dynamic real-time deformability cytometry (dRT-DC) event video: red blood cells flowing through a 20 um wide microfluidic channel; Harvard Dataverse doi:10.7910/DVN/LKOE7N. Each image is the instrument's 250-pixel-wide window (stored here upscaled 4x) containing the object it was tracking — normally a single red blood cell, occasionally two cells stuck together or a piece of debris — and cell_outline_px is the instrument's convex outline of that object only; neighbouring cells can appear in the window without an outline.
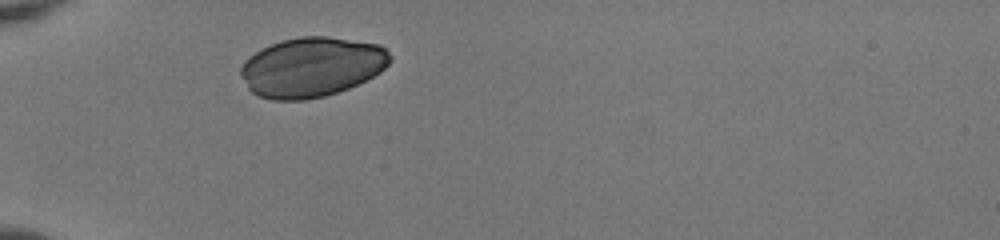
{"species": "human", "species_latin": "Homo sapiens", "temperature_condition": "room temperature", "stored_images_in_passage": 29, "camera_frame_rate_fps": 3000, "um_per_image_px": 0.085, "donor": {"sex": "female"}, "frame": {"image": 1, "passage_image": 1, "time_ms": 0.0, "image_size_px": [1000, 240], "cell_outline_px": [[392, 60], [380, 72], [348, 88], [324, 96], [304, 100], [272, 100], [260, 96], [252, 92], [248, 88], [240, 76], [240, 68], [244, 60], [248, 56], [260, 48], [280, 40], [300, 36], [328, 36], [380, 44], [392, 56]], "centroid_in_image_um": [26.46, 5.68], "position_along_channel_um": 58.5, "area_um2": 52.19}}
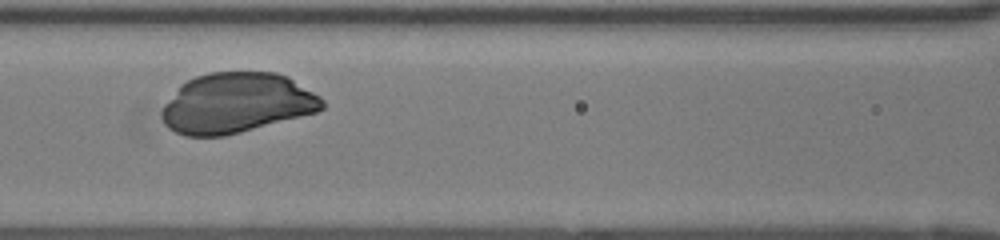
{"frame": {"image": 2, "passage_image": 9, "time_ms": 2.667, "image_size_px": [1000, 240], "cell_outline_px": [[324, 108], [316, 112], [240, 132], [224, 136], [184, 136], [168, 128], [164, 124], [160, 116], [160, 112], [164, 104], [180, 84], [196, 76], [208, 72], [276, 72], [288, 76], [320, 96], [324, 100]], "centroid_in_image_um": [20.07, 8.75], "position_along_channel_um": 146.5, "area_um2": 56.36}}
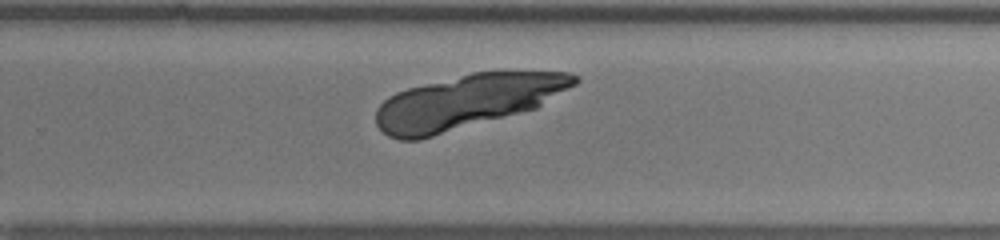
{"frame": {"image": 3, "passage_image": 20, "time_ms": 6.333, "image_size_px": [1000, 240], "cell_outline_px": [[580, 80], [576, 84], [536, 108], [420, 140], [400, 140], [388, 136], [376, 124], [376, 108], [388, 96], [396, 92], [408, 88], [472, 72], [568, 72], [580, 76]], "centroid_in_image_um": [39.67, 8.64], "position_along_channel_um": 290.1, "area_um2": 62.08}}